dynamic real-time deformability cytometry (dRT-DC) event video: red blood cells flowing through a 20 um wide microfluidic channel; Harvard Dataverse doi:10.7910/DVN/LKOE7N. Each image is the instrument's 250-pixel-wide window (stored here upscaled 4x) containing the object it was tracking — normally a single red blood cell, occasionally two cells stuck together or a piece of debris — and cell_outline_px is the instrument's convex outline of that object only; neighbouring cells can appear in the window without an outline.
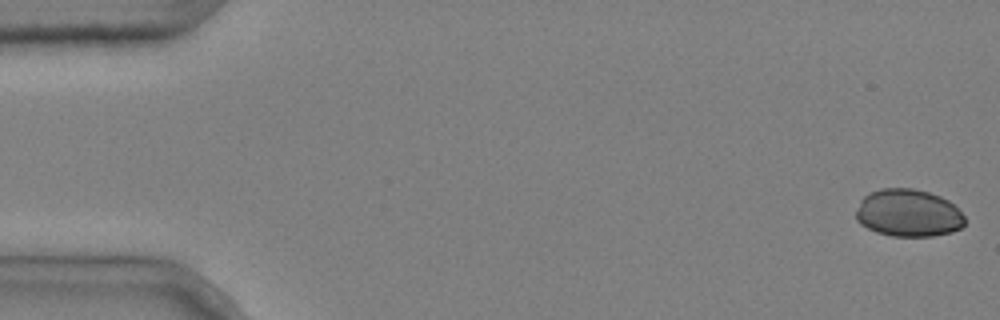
{"species": "common noctule bat (a hibernating species)", "species_latin": "Nyctalus noctula", "temperature_condition": "cold", "stored_images_in_passage": 5, "camera_frame_rate_fps": 3000, "um_per_image_px": 0.085, "animal": {"sex": "male", "body_mass_g": 20.4}, "frame": {"image": 1, "passage_image": 1, "time_ms": 0.0, "image_size_px": [1000, 320], "cell_outline_px": [[964, 224], [960, 228], [952, 232], [932, 236], [892, 236], [876, 232], [860, 224], [856, 220], [856, 212], [860, 200], [868, 192], [880, 188], [912, 188], [928, 192], [940, 196], [948, 200], [964, 216]], "centroid_in_image_um": [77.17, 18.1], "position_along_channel_um": 7.8, "area_um2": 30.17}}